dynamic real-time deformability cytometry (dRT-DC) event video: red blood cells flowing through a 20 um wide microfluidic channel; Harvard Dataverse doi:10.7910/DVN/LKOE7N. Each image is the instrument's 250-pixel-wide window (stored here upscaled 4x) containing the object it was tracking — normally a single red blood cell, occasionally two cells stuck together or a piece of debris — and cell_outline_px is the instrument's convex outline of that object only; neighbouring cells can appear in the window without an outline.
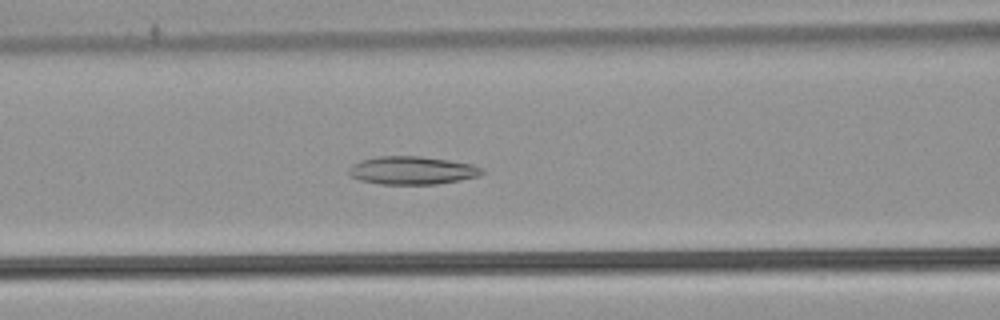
{"species": "common noctule bat (a hibernating species)", "species_latin": "Nyctalus noctula", "temperature_condition": "warm", "stored_images_in_passage": 54, "camera_frame_rate_fps": 3000, "um_per_image_px": 0.085, "animal": {"sex": "male", "body_mass_g": 21.5, "forearm_length_mm": 52.0}, "frame": {"image": 1, "passage_image": 24, "time_ms": 7.667, "image_size_px": [1000, 320], "cell_outline_px": [[484, 172], [480, 176], [460, 180], [436, 184], [380, 184], [360, 180], [352, 176], [348, 172], [348, 168], [352, 164], [360, 160], [376, 156], [420, 156], [448, 160], [472, 164], [484, 168]], "centroid_in_image_um": [35.04, 14.48], "position_along_channel_um": 131.6, "area_um2": 21.91}}
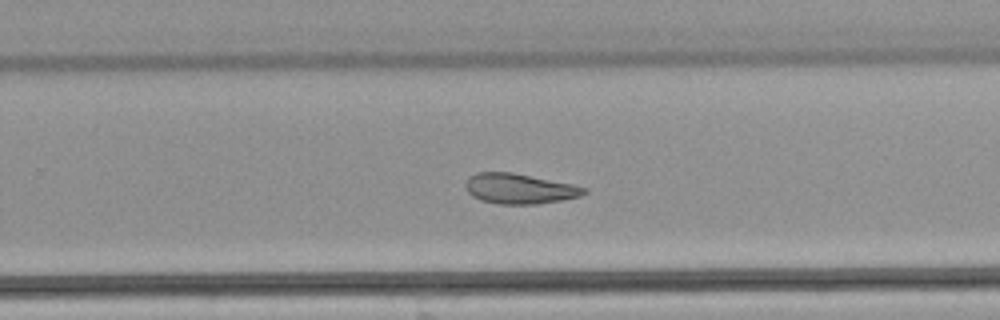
{"frame": {"image": 2, "passage_image": 36, "time_ms": 11.667, "image_size_px": [1000, 320], "cell_outline_px": [[588, 192], [580, 196], [564, 200], [536, 204], [496, 204], [480, 200], [472, 196], [468, 192], [468, 180], [476, 172], [512, 172], [572, 184], [588, 188]], "centroid_in_image_um": [44.21, 16.05], "position_along_channel_um": 285.6, "area_um2": 20.75}}
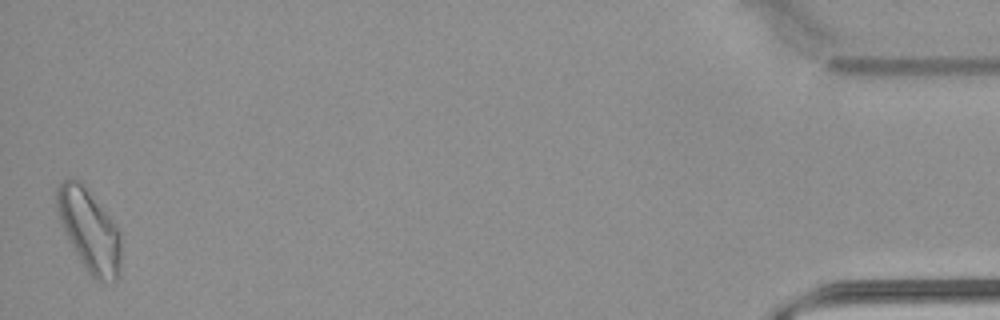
{"frame": {"image": 3, "passage_image": 54, "time_ms": 17.667, "image_size_px": [1000, 320], "cell_outline_px": [[120, 276], [116, 280], [96, 280], [88, 272], [64, 232], [60, 220], [56, 204], [56, 188], [68, 176], [80, 180], [84, 184], [108, 216], [116, 228], [120, 236]], "centroid_in_image_um": [7.56, 19.54], "position_along_channel_um": 427.6, "area_um2": 30.11}, "authors_computed_cell_mechanics": {"area_um2": 24.9118, "velocity_mm_per_s": 3.8728, "shape_relaxation_time_tau1_ms": null, "shape_relaxation_time_tau2_ms": 9.1559, "deformation_change_tau1": null, "deformation_change_tau2": 0.1869}}